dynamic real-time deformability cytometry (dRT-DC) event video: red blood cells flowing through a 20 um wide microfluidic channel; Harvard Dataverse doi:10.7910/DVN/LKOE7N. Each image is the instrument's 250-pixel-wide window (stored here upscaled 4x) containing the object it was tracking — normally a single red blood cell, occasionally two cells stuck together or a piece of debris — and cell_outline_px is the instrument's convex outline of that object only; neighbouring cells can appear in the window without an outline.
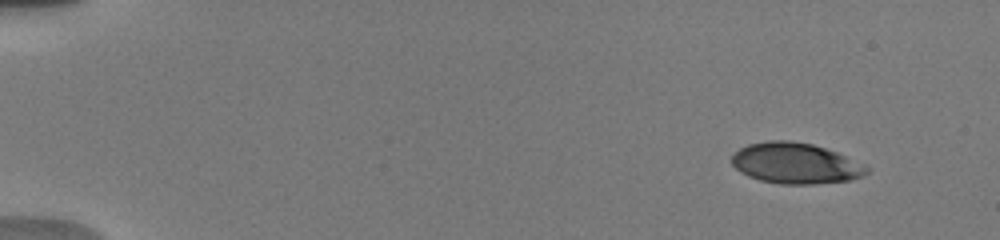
{"species": "human", "species_latin": "Homo sapiens", "temperature_condition": "warm", "stored_images_in_passage": 16, "camera_frame_rate_fps": 3000, "um_per_image_px": 0.085, "donor": {"sex": "male"}, "frame": {"image": 1, "passage_image": 2, "time_ms": 1.0, "image_size_px": [1000, 240], "cell_outline_px": [[868, 172], [864, 176], [848, 180], [812, 184], [780, 184], [760, 180], [748, 176], [740, 172], [728, 160], [740, 148], [748, 144], [768, 140], [788, 140], [812, 144], [836, 152], [868, 168]], "centroid_in_image_um": [67.55, 13.88], "position_along_channel_um": 17.5, "area_um2": 31.85}}
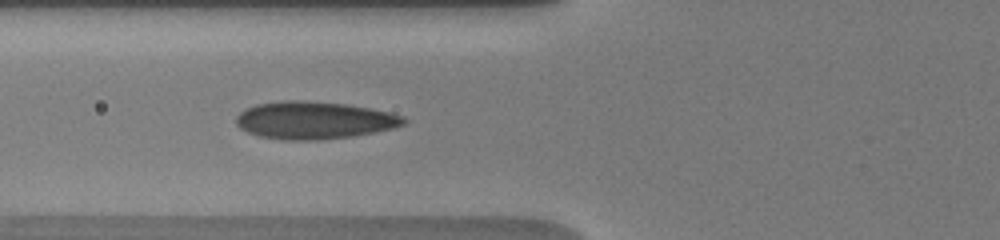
{"frame": {"image": 2, "passage_image": 7, "time_ms": 6.667, "image_size_px": [1000, 240], "cell_outline_px": [[408, 120], [404, 124], [392, 128], [352, 136], [320, 140], [284, 140], [260, 136], [248, 132], [240, 128], [236, 124], [236, 116], [244, 108], [256, 104], [284, 100], [304, 100], [344, 104], [368, 108], [388, 112], [404, 116]], "centroid_in_image_um": [26.66, 10.22], "position_along_channel_um": 99.1, "area_um2": 36.53}}
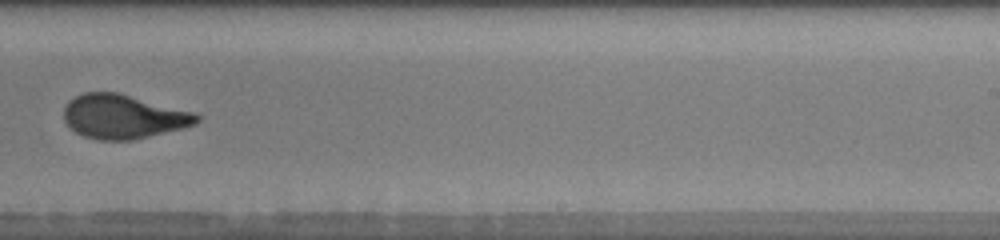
{"frame": {"image": 3, "passage_image": 16, "time_ms": 11.333, "image_size_px": [1000, 240], "cell_outline_px": [[200, 120], [196, 124], [184, 128], [132, 140], [100, 140], [84, 136], [76, 132], [64, 120], [64, 108], [68, 100], [84, 92], [116, 92], [196, 112], [200, 116]], "centroid_in_image_um": [10.51, 9.91], "position_along_channel_um": 278.5, "area_um2": 34.16}}